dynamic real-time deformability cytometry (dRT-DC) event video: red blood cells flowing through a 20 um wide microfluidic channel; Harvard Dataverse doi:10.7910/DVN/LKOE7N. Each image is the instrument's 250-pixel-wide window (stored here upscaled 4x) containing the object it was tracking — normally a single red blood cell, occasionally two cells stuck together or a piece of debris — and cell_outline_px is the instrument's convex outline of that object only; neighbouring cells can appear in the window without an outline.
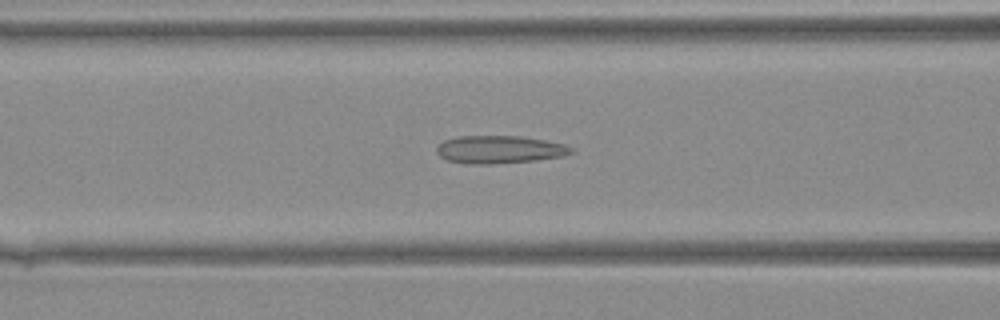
{"species": "Egyptian fruit bat (a non-hibernating species)", "species_latin": "Rousettus aegyptiacus", "temperature_condition": "warm", "stored_images_in_passage": 42, "camera_frame_rate_fps": 3000, "um_per_image_px": 0.085, "animal": {"sex": "female"}, "frame": {"image": 1, "passage_image": 17, "time_ms": 5.333, "image_size_px": [1000, 320], "cell_outline_px": [[576, 152], [564, 156], [532, 160], [488, 164], [464, 164], [448, 160], [440, 156], [436, 152], [436, 148], [444, 140], [460, 136], [520, 136], [544, 140], [564, 144], [572, 148]], "centroid_in_image_um": [42.45, 12.71], "position_along_channel_um": 124.2, "area_um2": 21.68}}
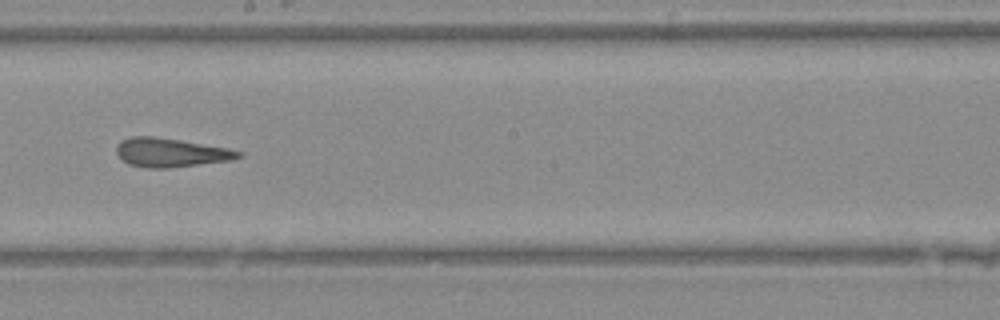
{"frame": {"image": 2, "passage_image": 24, "time_ms": 7.667, "image_size_px": [1000, 320], "cell_outline_px": [[244, 156], [232, 160], [168, 168], [144, 168], [128, 164], [116, 152], [116, 148], [120, 140], [132, 136], [152, 136], [180, 140], [228, 148], [244, 152]], "centroid_in_image_um": [14.53, 12.97], "position_along_channel_um": 233.7, "area_um2": 20.58}}
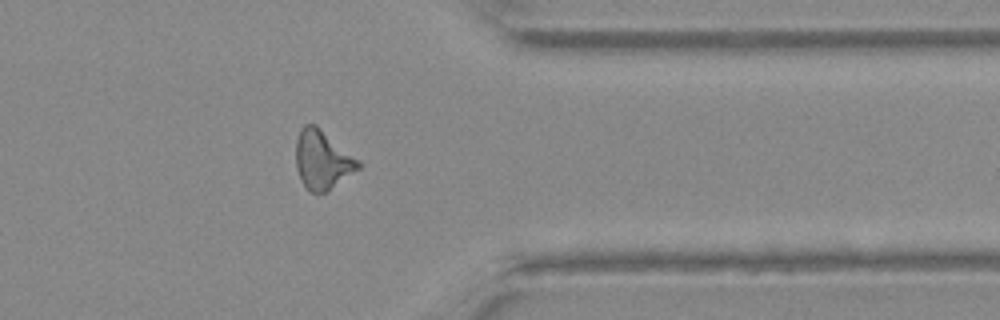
{"frame": {"image": 3, "passage_image": 34, "time_ms": 11.0, "image_size_px": [1000, 320], "cell_outline_px": [[360, 168], [328, 192], [312, 192], [300, 180], [296, 164], [296, 140], [300, 128], [304, 124], [316, 124], [360, 160]], "centroid_in_image_um": [27.41, 13.57], "position_along_channel_um": 384.0, "area_um2": 21.5}}